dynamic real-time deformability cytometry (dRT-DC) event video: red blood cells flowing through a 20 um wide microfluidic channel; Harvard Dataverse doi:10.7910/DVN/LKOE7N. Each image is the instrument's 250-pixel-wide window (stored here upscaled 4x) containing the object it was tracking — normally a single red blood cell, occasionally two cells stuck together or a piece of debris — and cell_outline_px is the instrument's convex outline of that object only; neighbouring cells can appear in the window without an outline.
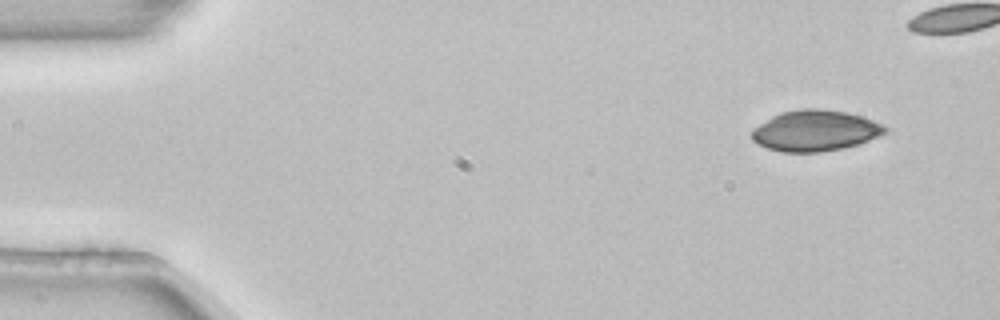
{"species": "common noctule bat (a hibernating species)", "species_latin": "Nyctalus noctula", "temperature_condition": "room temperature", "stored_images_in_passage": 5, "camera_frame_rate_fps": 3000, "um_per_image_px": 0.085, "animal": {"sex": "female", "body_mass_g": 22.7, "forearm_length_mm": 54.2}, "frame": {"image": 1, "passage_image": 1, "time_ms": 0.0, "image_size_px": [1000, 320], "cell_outline_px": [[888, 132], [880, 136], [844, 148], [820, 152], [780, 152], [756, 144], [752, 140], [752, 128], [772, 116], [780, 112], [804, 108], [820, 108], [844, 112], [860, 116], [872, 120], [888, 128]], "centroid_in_image_um": [69.25, 11.11], "position_along_channel_um": 15.7, "area_um2": 31.79}}